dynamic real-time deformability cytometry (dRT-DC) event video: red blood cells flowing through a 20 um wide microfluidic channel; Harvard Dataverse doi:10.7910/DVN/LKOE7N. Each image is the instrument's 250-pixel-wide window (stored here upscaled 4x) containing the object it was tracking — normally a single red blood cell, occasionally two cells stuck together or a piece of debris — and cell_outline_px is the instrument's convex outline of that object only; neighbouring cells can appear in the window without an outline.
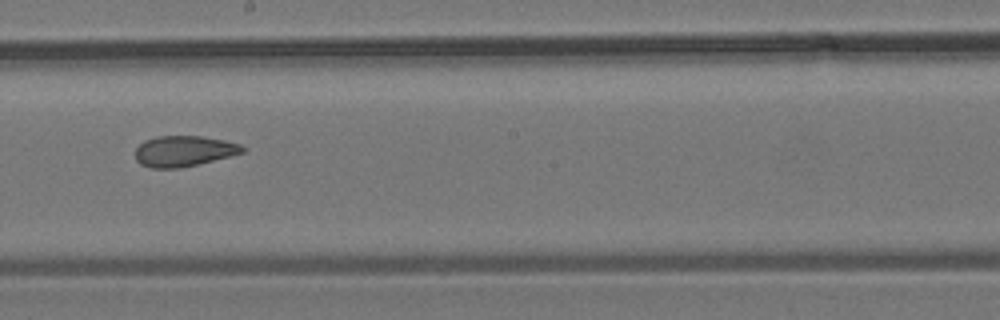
{"species": "common noctule bat (a hibernating species)", "species_latin": "Nyctalus noctula", "temperature_condition": "room temperature", "stored_images_in_passage": 9, "camera_frame_rate_fps": 3000, "um_per_image_px": 0.085, "animal": {"sex": "male", "body_mass_g": 19.2, "forearm_length_mm": 51.8}, "frame": {"image": 1, "passage_image": 7, "time_ms": 7.333, "image_size_px": [1000, 320], "cell_outline_px": [[248, 148], [244, 152], [180, 168], [152, 168], [140, 164], [136, 160], [136, 148], [144, 140], [156, 136], [200, 136], [224, 140], [240, 144]], "centroid_in_image_um": [15.61, 12.83], "position_along_channel_um": 232.6, "area_um2": 19.07}}